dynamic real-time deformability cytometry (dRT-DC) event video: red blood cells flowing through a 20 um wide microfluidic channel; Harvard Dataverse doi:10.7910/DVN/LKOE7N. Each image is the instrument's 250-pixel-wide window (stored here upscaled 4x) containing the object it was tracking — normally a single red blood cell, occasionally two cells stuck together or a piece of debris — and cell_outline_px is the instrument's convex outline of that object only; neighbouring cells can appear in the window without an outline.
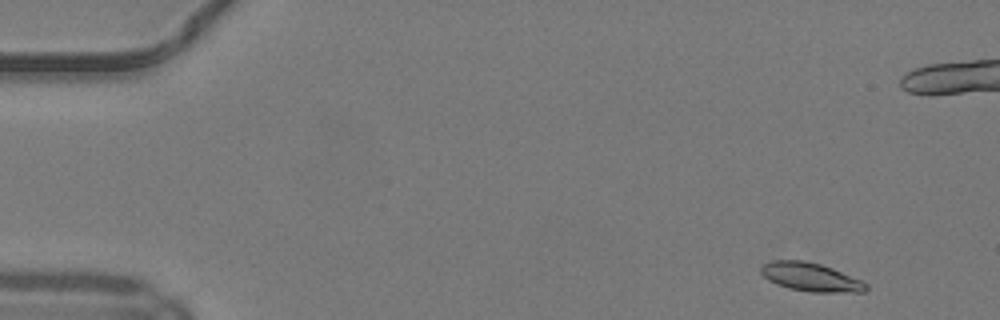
{"species": "common noctule bat (a hibernating species)", "species_latin": "Nyctalus noctula", "temperature_condition": "warm", "stored_images_in_passage": 30, "camera_frame_rate_fps": 3000, "um_per_image_px": 0.085, "animal": {"sex": "male", "body_mass_g": 19.2, "forearm_length_mm": 51.8}, "frame": {"image": 1, "passage_image": 1, "time_ms": 0.0, "image_size_px": [1000, 320], "cell_outline_px": [[868, 288], [864, 292], [812, 292], [788, 288], [776, 284], [768, 280], [760, 272], [760, 264], [768, 260], [804, 260], [820, 264], [832, 268], [860, 280], [868, 284]], "centroid_in_image_um": [68.85, 23.54], "position_along_channel_um": 16.1, "area_um2": 17.57}}
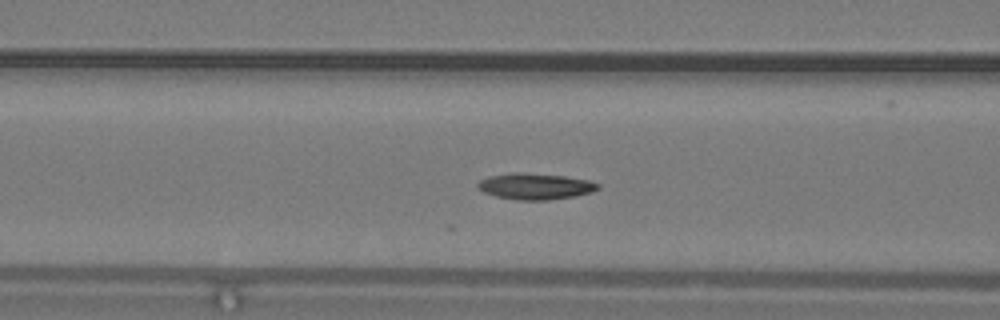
{"frame": {"image": 2, "passage_image": 17, "time_ms": 5.333, "image_size_px": [1000, 320], "cell_outline_px": [[600, 188], [592, 192], [576, 196], [548, 200], [516, 200], [496, 196], [484, 192], [476, 188], [476, 184], [480, 180], [488, 176], [520, 172], [524, 172], [564, 176], [588, 180], [600, 184]], "centroid_in_image_um": [45.49, 15.84], "position_along_channel_um": 121.1, "area_um2": 18.44}}
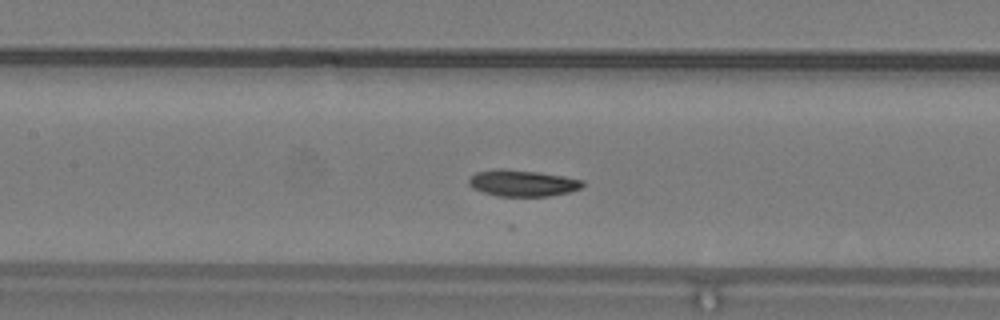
{"frame": {"image": 3, "passage_image": 20, "time_ms": 6.333, "image_size_px": [1000, 320], "cell_outline_px": [[584, 184], [580, 188], [568, 192], [548, 196], [496, 196], [472, 188], [468, 184], [468, 180], [476, 172], [496, 168], [504, 168], [536, 172], [564, 176], [584, 180]], "centroid_in_image_um": [44.39, 15.56], "position_along_channel_um": 163.0, "area_um2": 17.51}}